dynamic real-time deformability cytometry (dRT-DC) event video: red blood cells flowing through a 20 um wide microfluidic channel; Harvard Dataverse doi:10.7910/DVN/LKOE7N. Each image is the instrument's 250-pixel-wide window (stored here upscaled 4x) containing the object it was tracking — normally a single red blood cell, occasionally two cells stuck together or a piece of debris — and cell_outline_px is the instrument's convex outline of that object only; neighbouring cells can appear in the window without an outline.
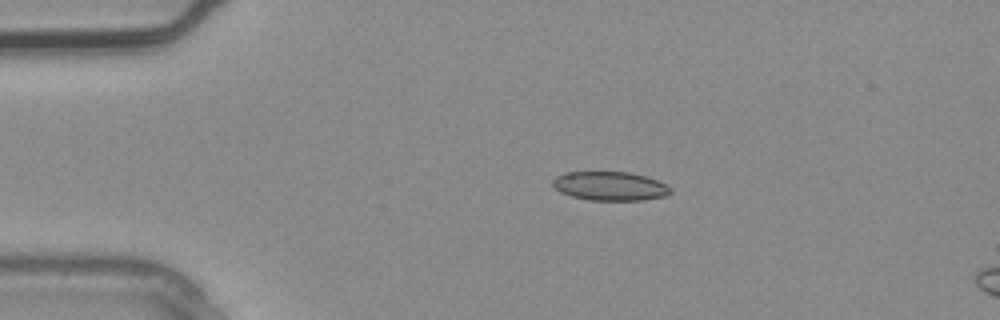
{"species": "common noctule bat (a hibernating species)", "species_latin": "Nyctalus noctula", "temperature_condition": "warm", "stored_images_in_passage": 2, "camera_frame_rate_fps": 3000, "um_per_image_px": 0.085, "animal": {"sex": "male", "body_mass_g": 20.4}, "frame": {"image": 1, "passage_image": 1, "time_ms": 0.0, "image_size_px": [1000, 320], "cell_outline_px": [[672, 192], [664, 196], [644, 200], [588, 200], [572, 196], [560, 192], [552, 184], [552, 180], [556, 176], [564, 172], [628, 172], [644, 176], [656, 180], [672, 188]], "centroid_in_image_um": [51.83, 15.82], "position_along_channel_um": 33.2, "area_um2": 19.77}}